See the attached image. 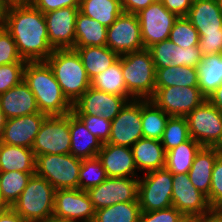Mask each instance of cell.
Wrapping results in <instances>:
<instances>
[{"label": "cell", "instance_id": "cell-1", "mask_svg": "<svg viewBox=\"0 0 222 222\" xmlns=\"http://www.w3.org/2000/svg\"><path fill=\"white\" fill-rule=\"evenodd\" d=\"M3 27L26 61H45L54 51L49 44L44 14L32 4L8 6Z\"/></svg>", "mask_w": 222, "mask_h": 222}, {"label": "cell", "instance_id": "cell-2", "mask_svg": "<svg viewBox=\"0 0 222 222\" xmlns=\"http://www.w3.org/2000/svg\"><path fill=\"white\" fill-rule=\"evenodd\" d=\"M23 80L34 94L41 113L47 116H63L72 112V104L62 93L46 61H27Z\"/></svg>", "mask_w": 222, "mask_h": 222}, {"label": "cell", "instance_id": "cell-3", "mask_svg": "<svg viewBox=\"0 0 222 222\" xmlns=\"http://www.w3.org/2000/svg\"><path fill=\"white\" fill-rule=\"evenodd\" d=\"M45 61L52 69L62 93L72 105L91 86V80L75 49H54Z\"/></svg>", "mask_w": 222, "mask_h": 222}, {"label": "cell", "instance_id": "cell-4", "mask_svg": "<svg viewBox=\"0 0 222 222\" xmlns=\"http://www.w3.org/2000/svg\"><path fill=\"white\" fill-rule=\"evenodd\" d=\"M121 69L128 93L134 99H151L155 93L156 67L148 49L121 55Z\"/></svg>", "mask_w": 222, "mask_h": 222}, {"label": "cell", "instance_id": "cell-5", "mask_svg": "<svg viewBox=\"0 0 222 222\" xmlns=\"http://www.w3.org/2000/svg\"><path fill=\"white\" fill-rule=\"evenodd\" d=\"M55 191L45 178L34 174L12 208L27 222H42L53 216Z\"/></svg>", "mask_w": 222, "mask_h": 222}, {"label": "cell", "instance_id": "cell-6", "mask_svg": "<svg viewBox=\"0 0 222 222\" xmlns=\"http://www.w3.org/2000/svg\"><path fill=\"white\" fill-rule=\"evenodd\" d=\"M82 159L72 154L36 156L35 174L45 178L55 190L78 189Z\"/></svg>", "mask_w": 222, "mask_h": 222}, {"label": "cell", "instance_id": "cell-7", "mask_svg": "<svg viewBox=\"0 0 222 222\" xmlns=\"http://www.w3.org/2000/svg\"><path fill=\"white\" fill-rule=\"evenodd\" d=\"M172 173L165 167L139 177L138 201L143 212L172 207Z\"/></svg>", "mask_w": 222, "mask_h": 222}, {"label": "cell", "instance_id": "cell-8", "mask_svg": "<svg viewBox=\"0 0 222 222\" xmlns=\"http://www.w3.org/2000/svg\"><path fill=\"white\" fill-rule=\"evenodd\" d=\"M70 113L47 116L32 146L35 157L43 154H70Z\"/></svg>", "mask_w": 222, "mask_h": 222}, {"label": "cell", "instance_id": "cell-9", "mask_svg": "<svg viewBox=\"0 0 222 222\" xmlns=\"http://www.w3.org/2000/svg\"><path fill=\"white\" fill-rule=\"evenodd\" d=\"M189 135L203 147H214L222 134V114L207 99L186 117Z\"/></svg>", "mask_w": 222, "mask_h": 222}, {"label": "cell", "instance_id": "cell-10", "mask_svg": "<svg viewBox=\"0 0 222 222\" xmlns=\"http://www.w3.org/2000/svg\"><path fill=\"white\" fill-rule=\"evenodd\" d=\"M139 178L107 177L98 186L87 190L95 210L117 203L138 201Z\"/></svg>", "mask_w": 222, "mask_h": 222}, {"label": "cell", "instance_id": "cell-11", "mask_svg": "<svg viewBox=\"0 0 222 222\" xmlns=\"http://www.w3.org/2000/svg\"><path fill=\"white\" fill-rule=\"evenodd\" d=\"M206 99L199 87L169 86L155 88L150 100L169 116L186 117Z\"/></svg>", "mask_w": 222, "mask_h": 222}, {"label": "cell", "instance_id": "cell-12", "mask_svg": "<svg viewBox=\"0 0 222 222\" xmlns=\"http://www.w3.org/2000/svg\"><path fill=\"white\" fill-rule=\"evenodd\" d=\"M141 38L145 49L164 40H168L170 31L178 16L168 11L162 2H153L147 8L136 13Z\"/></svg>", "mask_w": 222, "mask_h": 222}, {"label": "cell", "instance_id": "cell-13", "mask_svg": "<svg viewBox=\"0 0 222 222\" xmlns=\"http://www.w3.org/2000/svg\"><path fill=\"white\" fill-rule=\"evenodd\" d=\"M142 99L130 100L111 121L110 136L107 143L132 147L143 138L142 133Z\"/></svg>", "mask_w": 222, "mask_h": 222}, {"label": "cell", "instance_id": "cell-14", "mask_svg": "<svg viewBox=\"0 0 222 222\" xmlns=\"http://www.w3.org/2000/svg\"><path fill=\"white\" fill-rule=\"evenodd\" d=\"M106 46L119 56L144 49L136 14L122 12L107 28Z\"/></svg>", "mask_w": 222, "mask_h": 222}, {"label": "cell", "instance_id": "cell-15", "mask_svg": "<svg viewBox=\"0 0 222 222\" xmlns=\"http://www.w3.org/2000/svg\"><path fill=\"white\" fill-rule=\"evenodd\" d=\"M172 206L184 216L200 218L212 208L207 196L190 181L188 173L172 174Z\"/></svg>", "mask_w": 222, "mask_h": 222}, {"label": "cell", "instance_id": "cell-16", "mask_svg": "<svg viewBox=\"0 0 222 222\" xmlns=\"http://www.w3.org/2000/svg\"><path fill=\"white\" fill-rule=\"evenodd\" d=\"M95 209L87 191L62 189L55 191L53 216L77 222H93Z\"/></svg>", "mask_w": 222, "mask_h": 222}, {"label": "cell", "instance_id": "cell-17", "mask_svg": "<svg viewBox=\"0 0 222 222\" xmlns=\"http://www.w3.org/2000/svg\"><path fill=\"white\" fill-rule=\"evenodd\" d=\"M128 101L127 97L109 94L90 86L72 105V112L75 115H100L112 121Z\"/></svg>", "mask_w": 222, "mask_h": 222}, {"label": "cell", "instance_id": "cell-18", "mask_svg": "<svg viewBox=\"0 0 222 222\" xmlns=\"http://www.w3.org/2000/svg\"><path fill=\"white\" fill-rule=\"evenodd\" d=\"M79 7H65L44 13L49 44L53 49L75 47V26Z\"/></svg>", "mask_w": 222, "mask_h": 222}, {"label": "cell", "instance_id": "cell-19", "mask_svg": "<svg viewBox=\"0 0 222 222\" xmlns=\"http://www.w3.org/2000/svg\"><path fill=\"white\" fill-rule=\"evenodd\" d=\"M46 117V114L39 112L7 119L1 142L31 149Z\"/></svg>", "mask_w": 222, "mask_h": 222}, {"label": "cell", "instance_id": "cell-20", "mask_svg": "<svg viewBox=\"0 0 222 222\" xmlns=\"http://www.w3.org/2000/svg\"><path fill=\"white\" fill-rule=\"evenodd\" d=\"M97 157L105 169L107 177L139 178L130 147L104 143Z\"/></svg>", "mask_w": 222, "mask_h": 222}, {"label": "cell", "instance_id": "cell-21", "mask_svg": "<svg viewBox=\"0 0 222 222\" xmlns=\"http://www.w3.org/2000/svg\"><path fill=\"white\" fill-rule=\"evenodd\" d=\"M186 17L199 35L222 33V7L218 0H193Z\"/></svg>", "mask_w": 222, "mask_h": 222}, {"label": "cell", "instance_id": "cell-22", "mask_svg": "<svg viewBox=\"0 0 222 222\" xmlns=\"http://www.w3.org/2000/svg\"><path fill=\"white\" fill-rule=\"evenodd\" d=\"M0 109L7 119L40 112L35 96L24 80L0 94Z\"/></svg>", "mask_w": 222, "mask_h": 222}, {"label": "cell", "instance_id": "cell-23", "mask_svg": "<svg viewBox=\"0 0 222 222\" xmlns=\"http://www.w3.org/2000/svg\"><path fill=\"white\" fill-rule=\"evenodd\" d=\"M70 133V154L80 159L97 157L102 142L90 133L85 124L73 112H70Z\"/></svg>", "mask_w": 222, "mask_h": 222}, {"label": "cell", "instance_id": "cell-24", "mask_svg": "<svg viewBox=\"0 0 222 222\" xmlns=\"http://www.w3.org/2000/svg\"><path fill=\"white\" fill-rule=\"evenodd\" d=\"M131 149L137 171L147 173L165 167L166 152L160 140L140 138Z\"/></svg>", "mask_w": 222, "mask_h": 222}, {"label": "cell", "instance_id": "cell-25", "mask_svg": "<svg viewBox=\"0 0 222 222\" xmlns=\"http://www.w3.org/2000/svg\"><path fill=\"white\" fill-rule=\"evenodd\" d=\"M219 155L214 147H202L188 171L192 184L207 197L211 187L212 170Z\"/></svg>", "mask_w": 222, "mask_h": 222}, {"label": "cell", "instance_id": "cell-26", "mask_svg": "<svg viewBox=\"0 0 222 222\" xmlns=\"http://www.w3.org/2000/svg\"><path fill=\"white\" fill-rule=\"evenodd\" d=\"M35 162L32 149L0 142V172H35Z\"/></svg>", "mask_w": 222, "mask_h": 222}, {"label": "cell", "instance_id": "cell-27", "mask_svg": "<svg viewBox=\"0 0 222 222\" xmlns=\"http://www.w3.org/2000/svg\"><path fill=\"white\" fill-rule=\"evenodd\" d=\"M73 49L79 54L90 80L104 72L119 59V55L107 46H87Z\"/></svg>", "mask_w": 222, "mask_h": 222}, {"label": "cell", "instance_id": "cell-28", "mask_svg": "<svg viewBox=\"0 0 222 222\" xmlns=\"http://www.w3.org/2000/svg\"><path fill=\"white\" fill-rule=\"evenodd\" d=\"M106 39L107 27L79 11L76 17L74 48L106 46Z\"/></svg>", "mask_w": 222, "mask_h": 222}, {"label": "cell", "instance_id": "cell-29", "mask_svg": "<svg viewBox=\"0 0 222 222\" xmlns=\"http://www.w3.org/2000/svg\"><path fill=\"white\" fill-rule=\"evenodd\" d=\"M198 68L188 66H169L156 68V88L169 86L198 87Z\"/></svg>", "mask_w": 222, "mask_h": 222}, {"label": "cell", "instance_id": "cell-30", "mask_svg": "<svg viewBox=\"0 0 222 222\" xmlns=\"http://www.w3.org/2000/svg\"><path fill=\"white\" fill-rule=\"evenodd\" d=\"M202 147L190 137L187 141L166 152L165 168L172 174L188 173L194 158Z\"/></svg>", "mask_w": 222, "mask_h": 222}, {"label": "cell", "instance_id": "cell-31", "mask_svg": "<svg viewBox=\"0 0 222 222\" xmlns=\"http://www.w3.org/2000/svg\"><path fill=\"white\" fill-rule=\"evenodd\" d=\"M79 11L107 28L123 12L121 0H80Z\"/></svg>", "mask_w": 222, "mask_h": 222}, {"label": "cell", "instance_id": "cell-32", "mask_svg": "<svg viewBox=\"0 0 222 222\" xmlns=\"http://www.w3.org/2000/svg\"><path fill=\"white\" fill-rule=\"evenodd\" d=\"M91 87L99 91L134 100V98L128 93L125 80L122 75L121 55L113 65L104 72L99 73L91 80Z\"/></svg>", "mask_w": 222, "mask_h": 222}, {"label": "cell", "instance_id": "cell-33", "mask_svg": "<svg viewBox=\"0 0 222 222\" xmlns=\"http://www.w3.org/2000/svg\"><path fill=\"white\" fill-rule=\"evenodd\" d=\"M169 115L150 99H142V133L143 138L161 140Z\"/></svg>", "mask_w": 222, "mask_h": 222}, {"label": "cell", "instance_id": "cell-34", "mask_svg": "<svg viewBox=\"0 0 222 222\" xmlns=\"http://www.w3.org/2000/svg\"><path fill=\"white\" fill-rule=\"evenodd\" d=\"M198 87L208 97L222 84V57L221 54L208 55L202 58L198 67Z\"/></svg>", "mask_w": 222, "mask_h": 222}, {"label": "cell", "instance_id": "cell-35", "mask_svg": "<svg viewBox=\"0 0 222 222\" xmlns=\"http://www.w3.org/2000/svg\"><path fill=\"white\" fill-rule=\"evenodd\" d=\"M139 201L117 203L95 210L93 222H139Z\"/></svg>", "mask_w": 222, "mask_h": 222}, {"label": "cell", "instance_id": "cell-36", "mask_svg": "<svg viewBox=\"0 0 222 222\" xmlns=\"http://www.w3.org/2000/svg\"><path fill=\"white\" fill-rule=\"evenodd\" d=\"M34 174L35 172H0V191L3 199L10 207L19 199L20 194Z\"/></svg>", "mask_w": 222, "mask_h": 222}, {"label": "cell", "instance_id": "cell-37", "mask_svg": "<svg viewBox=\"0 0 222 222\" xmlns=\"http://www.w3.org/2000/svg\"><path fill=\"white\" fill-rule=\"evenodd\" d=\"M190 138L185 117L170 116L161 138L165 152L177 147Z\"/></svg>", "mask_w": 222, "mask_h": 222}, {"label": "cell", "instance_id": "cell-38", "mask_svg": "<svg viewBox=\"0 0 222 222\" xmlns=\"http://www.w3.org/2000/svg\"><path fill=\"white\" fill-rule=\"evenodd\" d=\"M168 39L184 49L198 46L200 42L198 31L186 16H180L175 20Z\"/></svg>", "mask_w": 222, "mask_h": 222}, {"label": "cell", "instance_id": "cell-39", "mask_svg": "<svg viewBox=\"0 0 222 222\" xmlns=\"http://www.w3.org/2000/svg\"><path fill=\"white\" fill-rule=\"evenodd\" d=\"M106 178L105 169L98 157L82 159L78 189L87 191L89 188L101 184Z\"/></svg>", "mask_w": 222, "mask_h": 222}, {"label": "cell", "instance_id": "cell-40", "mask_svg": "<svg viewBox=\"0 0 222 222\" xmlns=\"http://www.w3.org/2000/svg\"><path fill=\"white\" fill-rule=\"evenodd\" d=\"M203 55L198 46L181 48L172 42L171 61L173 66H188L198 68L201 65Z\"/></svg>", "mask_w": 222, "mask_h": 222}, {"label": "cell", "instance_id": "cell-41", "mask_svg": "<svg viewBox=\"0 0 222 222\" xmlns=\"http://www.w3.org/2000/svg\"><path fill=\"white\" fill-rule=\"evenodd\" d=\"M19 55L16 43L11 34L3 27H0V66L11 63H26Z\"/></svg>", "mask_w": 222, "mask_h": 222}, {"label": "cell", "instance_id": "cell-42", "mask_svg": "<svg viewBox=\"0 0 222 222\" xmlns=\"http://www.w3.org/2000/svg\"><path fill=\"white\" fill-rule=\"evenodd\" d=\"M26 63H11L0 66V94L7 92L23 80Z\"/></svg>", "mask_w": 222, "mask_h": 222}, {"label": "cell", "instance_id": "cell-43", "mask_svg": "<svg viewBox=\"0 0 222 222\" xmlns=\"http://www.w3.org/2000/svg\"><path fill=\"white\" fill-rule=\"evenodd\" d=\"M85 127L95 135L102 144L107 143L110 136L111 121L100 115H76Z\"/></svg>", "mask_w": 222, "mask_h": 222}, {"label": "cell", "instance_id": "cell-44", "mask_svg": "<svg viewBox=\"0 0 222 222\" xmlns=\"http://www.w3.org/2000/svg\"><path fill=\"white\" fill-rule=\"evenodd\" d=\"M208 202L212 209L222 205V155H219L212 170Z\"/></svg>", "mask_w": 222, "mask_h": 222}, {"label": "cell", "instance_id": "cell-45", "mask_svg": "<svg viewBox=\"0 0 222 222\" xmlns=\"http://www.w3.org/2000/svg\"><path fill=\"white\" fill-rule=\"evenodd\" d=\"M152 60L156 68H166L173 66L171 61L172 41L164 40L149 47Z\"/></svg>", "mask_w": 222, "mask_h": 222}, {"label": "cell", "instance_id": "cell-46", "mask_svg": "<svg viewBox=\"0 0 222 222\" xmlns=\"http://www.w3.org/2000/svg\"><path fill=\"white\" fill-rule=\"evenodd\" d=\"M183 214L175 207L157 211H141L139 222H177Z\"/></svg>", "mask_w": 222, "mask_h": 222}, {"label": "cell", "instance_id": "cell-47", "mask_svg": "<svg viewBox=\"0 0 222 222\" xmlns=\"http://www.w3.org/2000/svg\"><path fill=\"white\" fill-rule=\"evenodd\" d=\"M199 50L203 57L208 55L220 54L222 51V33H213L207 35H199Z\"/></svg>", "mask_w": 222, "mask_h": 222}, {"label": "cell", "instance_id": "cell-48", "mask_svg": "<svg viewBox=\"0 0 222 222\" xmlns=\"http://www.w3.org/2000/svg\"><path fill=\"white\" fill-rule=\"evenodd\" d=\"M31 4L44 14L65 7H79L80 0H33Z\"/></svg>", "mask_w": 222, "mask_h": 222}, {"label": "cell", "instance_id": "cell-49", "mask_svg": "<svg viewBox=\"0 0 222 222\" xmlns=\"http://www.w3.org/2000/svg\"><path fill=\"white\" fill-rule=\"evenodd\" d=\"M193 0H162L164 7L178 17L187 16Z\"/></svg>", "mask_w": 222, "mask_h": 222}, {"label": "cell", "instance_id": "cell-50", "mask_svg": "<svg viewBox=\"0 0 222 222\" xmlns=\"http://www.w3.org/2000/svg\"><path fill=\"white\" fill-rule=\"evenodd\" d=\"M153 3L152 0H121L122 10L126 13L136 14Z\"/></svg>", "mask_w": 222, "mask_h": 222}, {"label": "cell", "instance_id": "cell-51", "mask_svg": "<svg viewBox=\"0 0 222 222\" xmlns=\"http://www.w3.org/2000/svg\"><path fill=\"white\" fill-rule=\"evenodd\" d=\"M0 222H27L12 207L0 213Z\"/></svg>", "mask_w": 222, "mask_h": 222}, {"label": "cell", "instance_id": "cell-52", "mask_svg": "<svg viewBox=\"0 0 222 222\" xmlns=\"http://www.w3.org/2000/svg\"><path fill=\"white\" fill-rule=\"evenodd\" d=\"M207 100L222 114V84L207 97Z\"/></svg>", "mask_w": 222, "mask_h": 222}, {"label": "cell", "instance_id": "cell-53", "mask_svg": "<svg viewBox=\"0 0 222 222\" xmlns=\"http://www.w3.org/2000/svg\"><path fill=\"white\" fill-rule=\"evenodd\" d=\"M199 222H222V213L217 209H211L199 218Z\"/></svg>", "mask_w": 222, "mask_h": 222}, {"label": "cell", "instance_id": "cell-54", "mask_svg": "<svg viewBox=\"0 0 222 222\" xmlns=\"http://www.w3.org/2000/svg\"><path fill=\"white\" fill-rule=\"evenodd\" d=\"M8 6L5 0H0V27L4 25Z\"/></svg>", "mask_w": 222, "mask_h": 222}, {"label": "cell", "instance_id": "cell-55", "mask_svg": "<svg viewBox=\"0 0 222 222\" xmlns=\"http://www.w3.org/2000/svg\"><path fill=\"white\" fill-rule=\"evenodd\" d=\"M6 121H7V118L0 109V142L2 141V138H3V131H4V126L6 124Z\"/></svg>", "mask_w": 222, "mask_h": 222}, {"label": "cell", "instance_id": "cell-56", "mask_svg": "<svg viewBox=\"0 0 222 222\" xmlns=\"http://www.w3.org/2000/svg\"><path fill=\"white\" fill-rule=\"evenodd\" d=\"M33 0H5V2L10 5H22L31 4Z\"/></svg>", "mask_w": 222, "mask_h": 222}, {"label": "cell", "instance_id": "cell-57", "mask_svg": "<svg viewBox=\"0 0 222 222\" xmlns=\"http://www.w3.org/2000/svg\"><path fill=\"white\" fill-rule=\"evenodd\" d=\"M177 222H199V218L194 216H182Z\"/></svg>", "mask_w": 222, "mask_h": 222}, {"label": "cell", "instance_id": "cell-58", "mask_svg": "<svg viewBox=\"0 0 222 222\" xmlns=\"http://www.w3.org/2000/svg\"><path fill=\"white\" fill-rule=\"evenodd\" d=\"M9 208H10V206L3 199L1 191H0V213L8 210Z\"/></svg>", "mask_w": 222, "mask_h": 222}, {"label": "cell", "instance_id": "cell-59", "mask_svg": "<svg viewBox=\"0 0 222 222\" xmlns=\"http://www.w3.org/2000/svg\"><path fill=\"white\" fill-rule=\"evenodd\" d=\"M42 222H77V221L59 219V218H55L54 216H52V217L47 218L46 220H44Z\"/></svg>", "mask_w": 222, "mask_h": 222}, {"label": "cell", "instance_id": "cell-60", "mask_svg": "<svg viewBox=\"0 0 222 222\" xmlns=\"http://www.w3.org/2000/svg\"><path fill=\"white\" fill-rule=\"evenodd\" d=\"M214 148L219 152L220 155H222V134Z\"/></svg>", "mask_w": 222, "mask_h": 222}, {"label": "cell", "instance_id": "cell-61", "mask_svg": "<svg viewBox=\"0 0 222 222\" xmlns=\"http://www.w3.org/2000/svg\"><path fill=\"white\" fill-rule=\"evenodd\" d=\"M218 211L222 213V205L217 208Z\"/></svg>", "mask_w": 222, "mask_h": 222}, {"label": "cell", "instance_id": "cell-62", "mask_svg": "<svg viewBox=\"0 0 222 222\" xmlns=\"http://www.w3.org/2000/svg\"><path fill=\"white\" fill-rule=\"evenodd\" d=\"M153 2H162V0H152Z\"/></svg>", "mask_w": 222, "mask_h": 222}]
</instances>
